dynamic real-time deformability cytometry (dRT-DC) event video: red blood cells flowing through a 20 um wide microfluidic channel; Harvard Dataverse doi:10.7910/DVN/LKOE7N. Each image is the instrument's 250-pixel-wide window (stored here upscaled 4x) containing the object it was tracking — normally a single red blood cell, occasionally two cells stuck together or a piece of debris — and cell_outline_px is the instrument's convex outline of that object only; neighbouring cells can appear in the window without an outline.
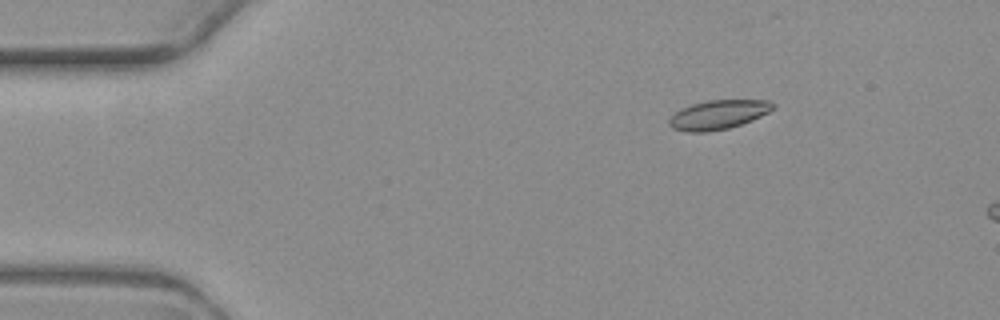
{"species": "common noctule bat (a hibernating species)", "species_latin": "Nyctalus noctula", "temperature_condition": "warm", "stored_images_in_passage": 4, "camera_frame_rate_fps": 3000, "um_per_image_px": 0.085, "animal": {"sex": "female", "body_mass_g": 19.3, "forearm_length_mm": 54.1}, "frame": {"image": 1, "passage_image": 2, "time_ms": 1.333, "image_size_px": [1000, 320], "cell_outline_px": [[776, 108], [752, 120], [728, 128], [708, 132], [688, 132], [672, 128], [668, 124], [668, 120], [680, 108], [692, 104], [708, 100], [768, 100], [776, 104]], "centroid_in_image_um": [61.06, 9.74], "position_along_channel_um": 23.9, "area_um2": 17.69}}